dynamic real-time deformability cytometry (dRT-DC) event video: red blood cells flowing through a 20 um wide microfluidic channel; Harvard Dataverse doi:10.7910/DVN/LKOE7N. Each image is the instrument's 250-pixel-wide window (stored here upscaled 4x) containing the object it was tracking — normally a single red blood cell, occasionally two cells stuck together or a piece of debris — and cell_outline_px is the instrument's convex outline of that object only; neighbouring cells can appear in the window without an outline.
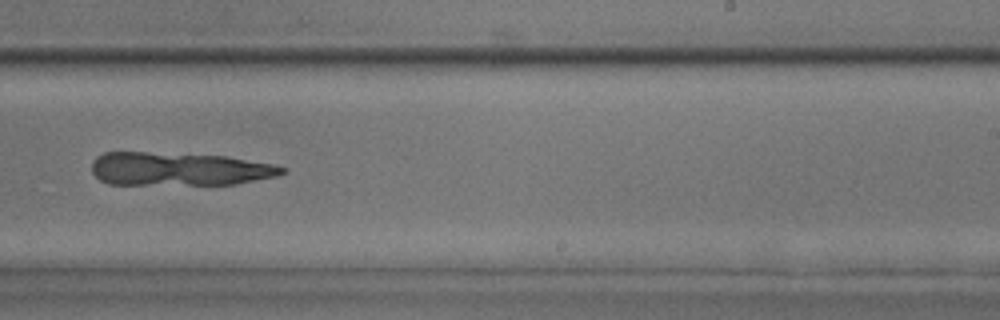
{"species": "common noctule bat (a hibernating species)", "species_latin": "Nyctalus noctula", "temperature_condition": "room temperature", "stored_images_in_passage": 52, "camera_frame_rate_fps": 3000, "um_per_image_px": 0.085, "animal": {"sex": "male", "body_mass_g": 17.9, "forearm_length_mm": 54.2}, "frame": {"image": 1, "passage_image": 33, "time_ms": 10.667, "image_size_px": [1000, 320], "cell_outline_px": [[284, 172], [276, 176], [236, 184], [108, 184], [100, 180], [92, 172], [92, 160], [96, 156], [104, 152], [144, 152], [224, 156], [272, 164], [284, 168]], "centroid_in_image_um": [15.15, 14.36], "position_along_channel_um": 273.9, "area_um2": 36.65}}
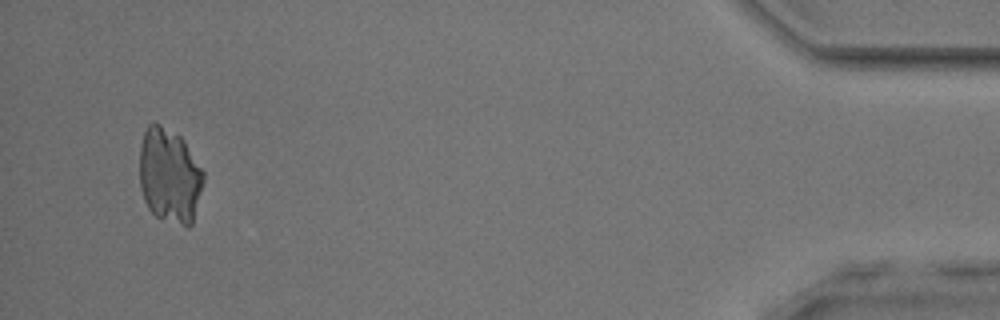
{"frame": {"image": 2, "passage_image": 50, "time_ms": 16.333, "image_size_px": [1000, 320], "cell_outline_px": [[204, 180], [192, 224], [188, 228], [156, 216], [148, 208], [144, 200], [140, 184], [140, 148], [144, 132], [148, 124], [152, 120], [160, 124], [180, 136], [184, 140], [204, 172]], "centroid_in_image_um": [14.41, 14.92], "position_along_channel_um": 420.8, "area_um2": 35.43}}